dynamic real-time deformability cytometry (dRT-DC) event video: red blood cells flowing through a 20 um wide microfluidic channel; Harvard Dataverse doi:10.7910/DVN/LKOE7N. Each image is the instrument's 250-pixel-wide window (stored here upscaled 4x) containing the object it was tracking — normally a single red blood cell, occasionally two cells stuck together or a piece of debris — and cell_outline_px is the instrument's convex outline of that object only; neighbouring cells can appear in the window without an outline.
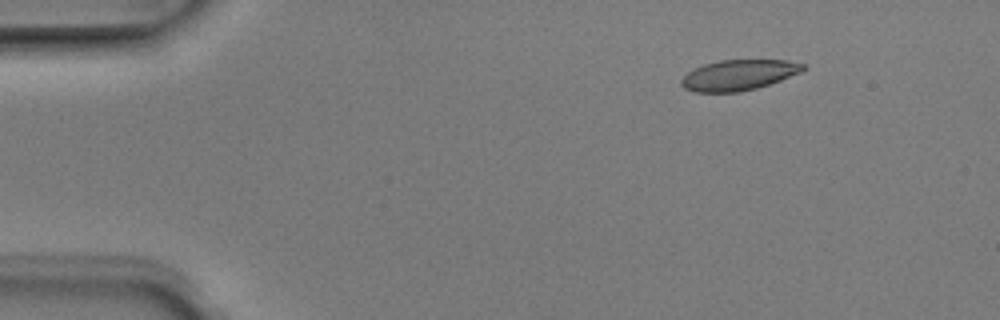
{"species": "Egyptian fruit bat (a non-hibernating species)", "species_latin": "Rousettus aegyptiacus", "temperature_condition": "room temperature", "stored_images_in_passage": 5, "camera_frame_rate_fps": 3000, "um_per_image_px": 0.085, "animal": {"sex": "male"}, "frame": {"image": 1, "passage_image": 2, "time_ms": 0.333, "image_size_px": [1000, 320], "cell_outline_px": [[808, 68], [800, 72], [780, 80], [756, 88], [740, 92], [692, 92], [684, 88], [680, 84], [680, 80], [688, 72], [704, 64], [720, 60], [788, 60], [804, 64]], "centroid_in_image_um": [62.77, 6.38], "position_along_channel_um": 22.2, "area_um2": 21.62}}
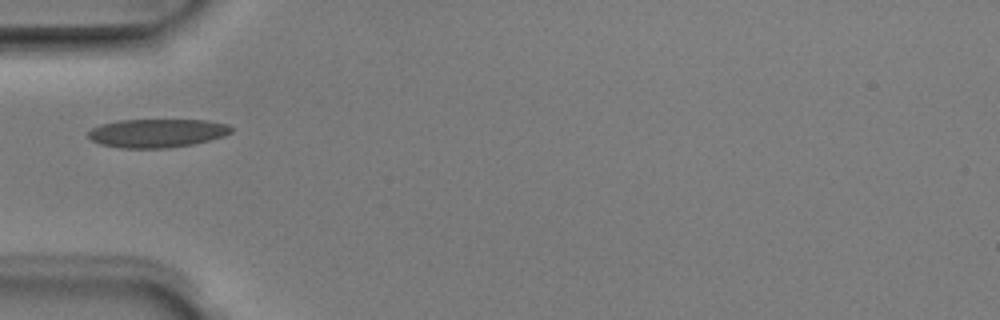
{"frame": {"image": 2, "passage_image": 5, "time_ms": 1.333, "image_size_px": [1000, 320], "cell_outline_px": [[232, 132], [208, 140], [192, 144], [168, 148], [120, 148], [100, 144], [92, 140], [88, 136], [88, 132], [92, 128], [100, 124], [120, 120], [208, 120], [228, 124], [232, 128]], "centroid_in_image_um": [13.32, 11.31], "position_along_channel_um": 71.7, "area_um2": 23.7}}